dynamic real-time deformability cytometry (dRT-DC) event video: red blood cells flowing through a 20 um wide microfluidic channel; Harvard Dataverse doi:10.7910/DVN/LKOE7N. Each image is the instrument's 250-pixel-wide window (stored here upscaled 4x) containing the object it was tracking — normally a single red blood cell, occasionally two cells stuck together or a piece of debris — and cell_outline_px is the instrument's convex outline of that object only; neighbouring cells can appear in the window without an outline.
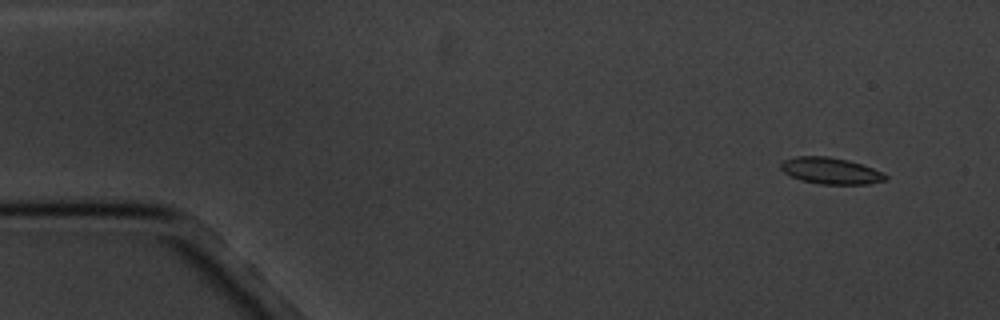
{"species": "common noctule bat (a hibernating species)", "species_latin": "Nyctalus noctula", "temperature_condition": "cold", "stored_images_in_passage": 8, "camera_frame_rate_fps": 3000, "um_per_image_px": 0.085, "animal": {"sex": "male", "body_mass_g": 20.1, "forearm_length_mm": 53.5}, "frame": {"image": 1, "passage_image": 2, "time_ms": 1.333, "image_size_px": [1000, 320], "cell_outline_px": [[888, 180], [868, 184], [820, 184], [800, 180], [784, 172], [780, 168], [780, 164], [784, 160], [796, 156], [828, 156], [848, 160], [872, 168], [888, 176]], "centroid_in_image_um": [70.6, 14.52], "position_along_channel_um": 14.4, "area_um2": 16.07}}
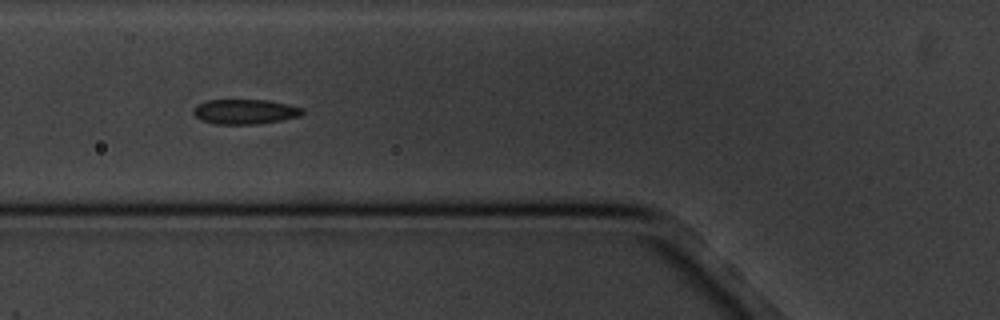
{"frame": {"image": 2, "passage_image": 7, "time_ms": 7.0, "image_size_px": [1000, 320], "cell_outline_px": [[304, 112], [300, 116], [280, 120], [256, 124], [212, 124], [200, 120], [192, 112], [196, 104], [208, 100], [268, 100], [288, 104], [304, 108]], "centroid_in_image_um": [20.8, 9.49], "position_along_channel_um": 105.0, "area_um2": 15.9}}
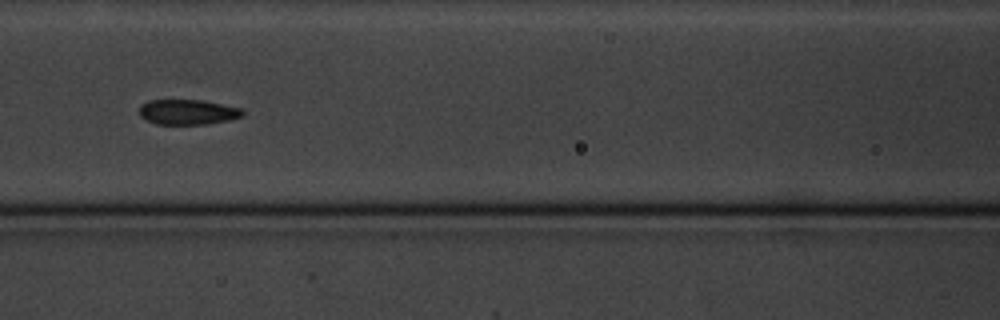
{"frame": {"image": 3, "passage_image": 8, "time_ms": 8.333, "image_size_px": [1000, 320], "cell_outline_px": [[244, 116], [228, 120], [208, 124], [156, 124], [140, 116], [140, 104], [148, 100], [204, 100], [244, 108]], "centroid_in_image_um": [16.0, 9.51], "position_along_channel_um": 150.6, "area_um2": 15.32}}